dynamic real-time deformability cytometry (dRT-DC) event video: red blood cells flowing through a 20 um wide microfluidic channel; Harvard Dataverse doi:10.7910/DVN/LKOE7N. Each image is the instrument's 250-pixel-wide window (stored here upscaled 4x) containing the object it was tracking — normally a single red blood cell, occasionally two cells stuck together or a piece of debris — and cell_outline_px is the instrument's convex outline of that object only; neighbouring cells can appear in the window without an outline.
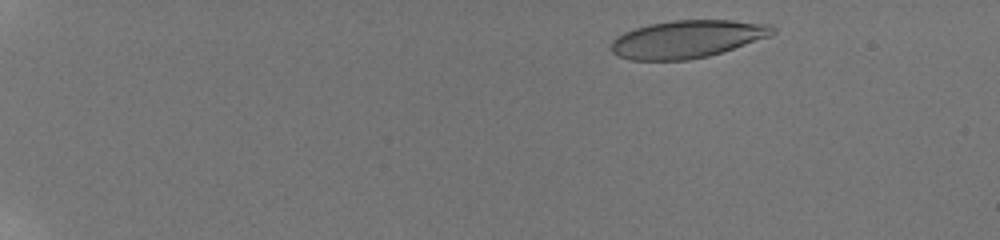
{"species": "human", "species_latin": "Homo sapiens", "temperature_condition": "room temperature", "stored_images_in_passage": 9, "camera_frame_rate_fps": 3000, "um_per_image_px": 0.085, "donor": {"sex": "male"}, "frame": {"image": 1, "passage_image": 2, "time_ms": 1.333, "image_size_px": [1000, 240], "cell_outline_px": [[776, 32], [772, 36], [708, 56], [688, 60], [632, 60], [620, 56], [612, 52], [612, 40], [616, 36], [624, 32], [648, 24], [672, 20], [732, 20], [772, 24], [776, 28]], "centroid_in_image_um": [58.46, 3.31], "position_along_channel_um": 26.5, "area_um2": 35.55}}
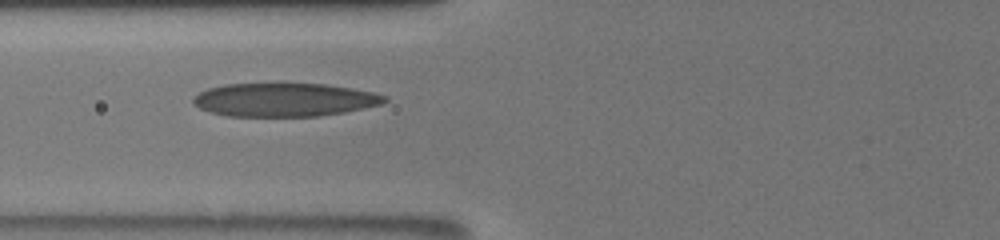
{"frame": {"image": 2, "passage_image": 6, "time_ms": 7.0, "image_size_px": [1000, 240], "cell_outline_px": [[388, 100], [380, 104], [364, 108], [344, 112], [316, 116], [228, 116], [212, 112], [200, 108], [192, 104], [192, 96], [208, 88], [224, 84], [280, 80], [284, 80], [324, 84], [352, 88], [372, 92], [388, 96]], "centroid_in_image_um": [24.13, 8.42], "position_along_channel_um": 101.7, "area_um2": 38.67}}
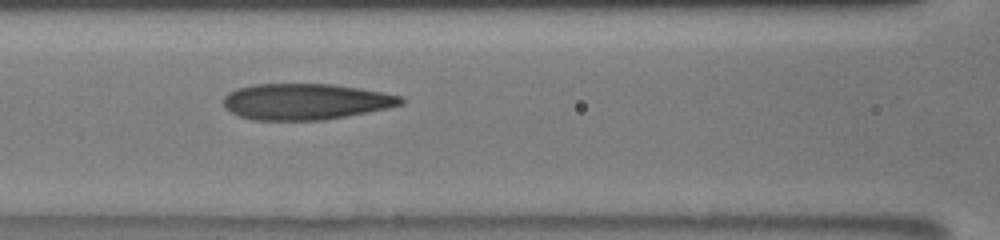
{"frame": {"image": 3, "passage_image": 7, "time_ms": 8.0, "image_size_px": [1000, 240], "cell_outline_px": [[404, 104], [344, 116], [320, 120], [252, 120], [240, 116], [224, 108], [224, 96], [228, 92], [236, 88], [252, 84], [332, 84], [360, 88], [384, 92], [400, 96], [404, 100]], "centroid_in_image_um": [25.92, 8.62], "position_along_channel_um": 140.7, "area_um2": 37.17}}